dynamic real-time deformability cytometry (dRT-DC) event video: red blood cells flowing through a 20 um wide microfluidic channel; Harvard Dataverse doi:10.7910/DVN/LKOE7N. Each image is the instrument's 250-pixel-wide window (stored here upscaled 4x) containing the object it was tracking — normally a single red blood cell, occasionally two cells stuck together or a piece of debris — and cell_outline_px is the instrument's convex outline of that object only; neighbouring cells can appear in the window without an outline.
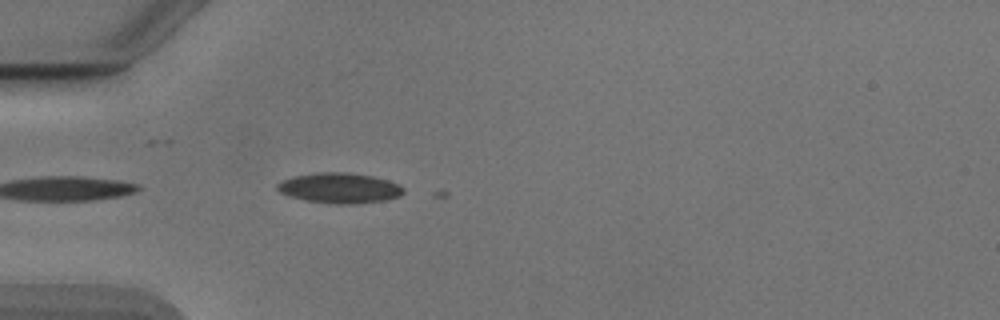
{"species": "Egyptian fruit bat (a non-hibernating species)", "species_latin": "Rousettus aegyptiacus", "temperature_condition": "cold", "stored_images_in_passage": 4, "camera_frame_rate_fps": 3000, "um_per_image_px": 0.085, "animal": {"sex": "male"}, "frame": {"image": 1, "passage_image": 2, "time_ms": 0.333, "image_size_px": [1000, 320], "cell_outline_px": [[404, 192], [400, 196], [384, 200], [356, 204], [336, 204], [308, 200], [288, 196], [280, 192], [276, 188], [276, 184], [280, 180], [296, 176], [316, 172], [348, 172], [372, 176], [388, 180], [404, 188]], "centroid_in_image_um": [28.84, 15.98], "position_along_channel_um": 56.2, "area_um2": 22.25}}